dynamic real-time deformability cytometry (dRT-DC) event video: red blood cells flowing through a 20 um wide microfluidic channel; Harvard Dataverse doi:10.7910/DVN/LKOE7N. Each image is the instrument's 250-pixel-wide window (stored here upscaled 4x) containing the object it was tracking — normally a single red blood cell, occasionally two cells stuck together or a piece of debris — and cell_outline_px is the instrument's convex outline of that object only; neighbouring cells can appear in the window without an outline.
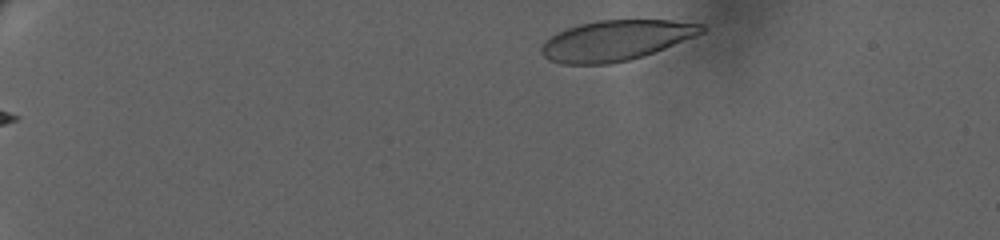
{"species": "human", "species_latin": "Homo sapiens", "temperature_condition": "warm", "stored_images_in_passage": 22, "camera_frame_rate_fps": 3000, "um_per_image_px": 0.085, "donor": {"sex": "female"}, "frame": {"image": 1, "passage_image": 1, "time_ms": 0.0, "image_size_px": [1000, 240], "cell_outline_px": [[708, 28], [704, 32], [664, 48], [628, 60], [608, 64], [560, 64], [548, 60], [540, 52], [540, 48], [544, 40], [556, 32], [564, 28], [596, 20], [672, 20], [704, 24]], "centroid_in_image_um": [52.29, 3.42], "position_along_channel_um": 32.7, "area_um2": 37.74}}